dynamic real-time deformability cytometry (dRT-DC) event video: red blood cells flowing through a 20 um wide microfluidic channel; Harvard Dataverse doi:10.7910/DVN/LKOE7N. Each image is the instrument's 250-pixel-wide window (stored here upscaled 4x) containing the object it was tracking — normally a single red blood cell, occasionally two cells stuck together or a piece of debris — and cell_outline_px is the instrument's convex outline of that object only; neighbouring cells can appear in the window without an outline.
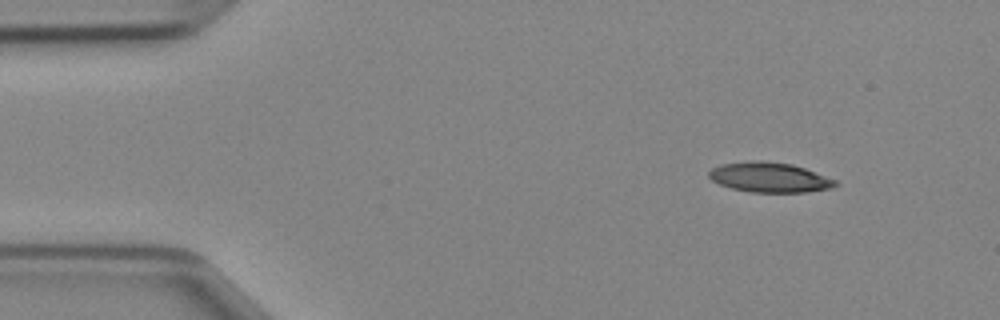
{"species": "Egyptian fruit bat (a non-hibernating species)", "species_latin": "Rousettus aegyptiacus", "temperature_condition": "cold", "stored_images_in_passage": 15, "camera_frame_rate_fps": 3000, "um_per_image_px": 0.085, "animal": {"sex": "female"}, "frame": {"image": 1, "passage_image": 1, "time_ms": 0.0, "image_size_px": [1000, 320], "cell_outline_px": [[840, 184], [832, 188], [804, 192], [752, 192], [732, 188], [720, 184], [712, 180], [708, 176], [708, 172], [712, 168], [720, 164], [752, 160], [764, 160], [792, 164], [804, 168], [836, 180]], "centroid_in_image_um": [65.4, 15.06], "position_along_channel_um": 19.6, "area_um2": 22.08}}
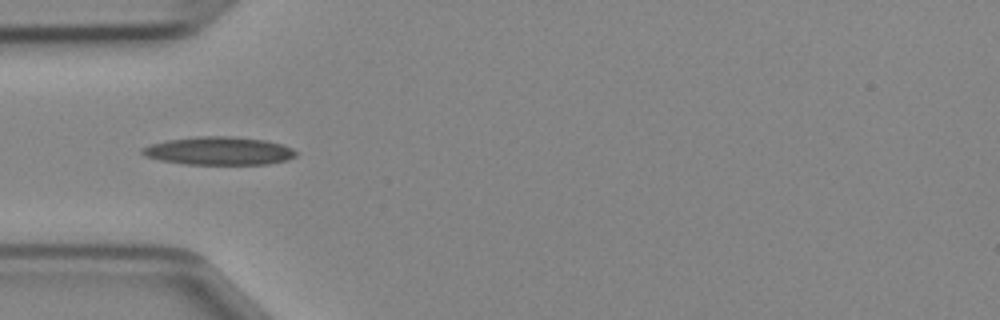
{"frame": {"image": 2, "passage_image": 10, "time_ms": 3.0, "image_size_px": [1000, 320], "cell_outline_px": [[296, 156], [288, 160], [268, 164], [184, 164], [160, 160], [144, 156], [140, 152], [140, 148], [152, 144], [168, 140], [200, 136], [228, 136], [264, 140], [280, 144], [292, 148], [296, 152]], "centroid_in_image_um": [18.59, 12.83], "position_along_channel_um": 66.4, "area_um2": 25.09}}
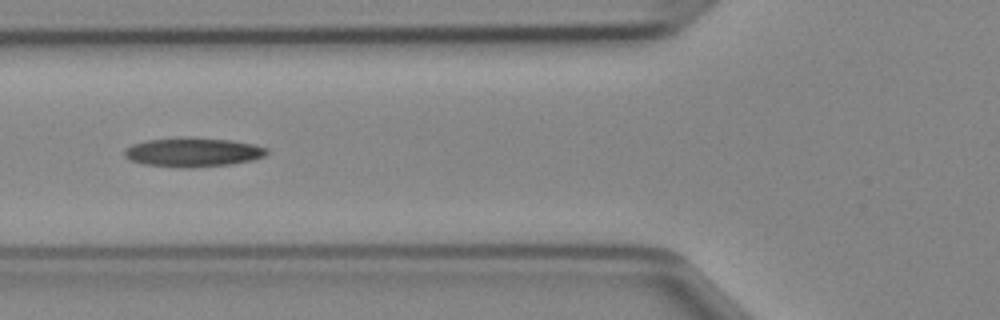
{"frame": {"image": 3, "passage_image": 13, "time_ms": 4.0, "image_size_px": [1000, 320], "cell_outline_px": [[268, 152], [264, 156], [252, 160], [232, 164], [192, 168], [184, 168], [144, 164], [132, 160], [124, 156], [124, 148], [132, 144], [148, 140], [232, 140], [252, 144], [268, 148]], "centroid_in_image_um": [16.42, 12.99], "position_along_channel_um": 109.4, "area_um2": 23.18}}